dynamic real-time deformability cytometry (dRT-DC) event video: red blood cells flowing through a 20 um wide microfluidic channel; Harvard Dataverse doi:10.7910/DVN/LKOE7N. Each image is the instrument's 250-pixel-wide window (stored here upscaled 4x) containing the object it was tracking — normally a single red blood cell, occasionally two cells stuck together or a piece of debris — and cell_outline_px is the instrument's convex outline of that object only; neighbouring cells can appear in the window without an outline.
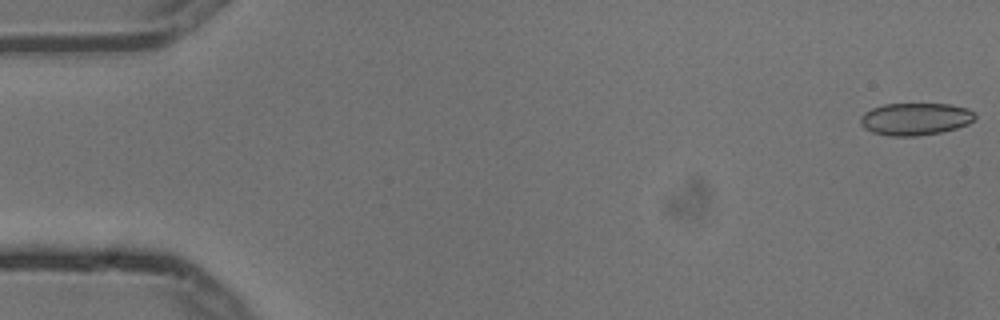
{"species": "common noctule bat (a hibernating species)", "species_latin": "Nyctalus noctula", "temperature_condition": "cold", "stored_images_in_passage": 6, "camera_frame_rate_fps": 3000, "um_per_image_px": 0.085, "animal": {"sex": "male", "body_mass_g": 13.3}, "frame": {"image": 1, "passage_image": 1, "time_ms": 0.0, "image_size_px": [1000, 320], "cell_outline_px": [[976, 116], [968, 124], [956, 128], [940, 132], [916, 136], [888, 136], [872, 132], [864, 128], [860, 124], [860, 116], [864, 112], [872, 108], [884, 104], [948, 104], [968, 108], [976, 112]], "centroid_in_image_um": [77.79, 10.11], "position_along_channel_um": 7.2, "area_um2": 21.68}}
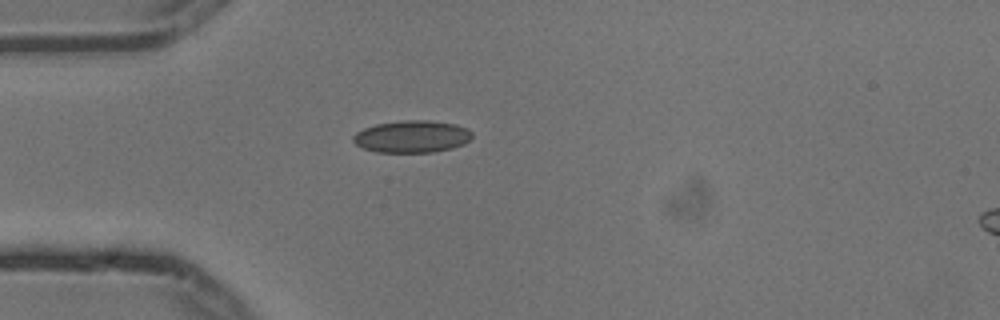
{"frame": {"image": 2, "passage_image": 5, "time_ms": 1.333, "image_size_px": [1000, 320], "cell_outline_px": [[472, 136], [464, 144], [452, 148], [432, 152], [376, 152], [364, 148], [356, 144], [352, 140], [352, 136], [356, 132], [364, 128], [376, 124], [404, 120], [428, 120], [452, 124], [468, 128], [472, 132]], "centroid_in_image_um": [35.0, 11.61], "position_along_channel_um": 50.0, "area_um2": 22.2}}